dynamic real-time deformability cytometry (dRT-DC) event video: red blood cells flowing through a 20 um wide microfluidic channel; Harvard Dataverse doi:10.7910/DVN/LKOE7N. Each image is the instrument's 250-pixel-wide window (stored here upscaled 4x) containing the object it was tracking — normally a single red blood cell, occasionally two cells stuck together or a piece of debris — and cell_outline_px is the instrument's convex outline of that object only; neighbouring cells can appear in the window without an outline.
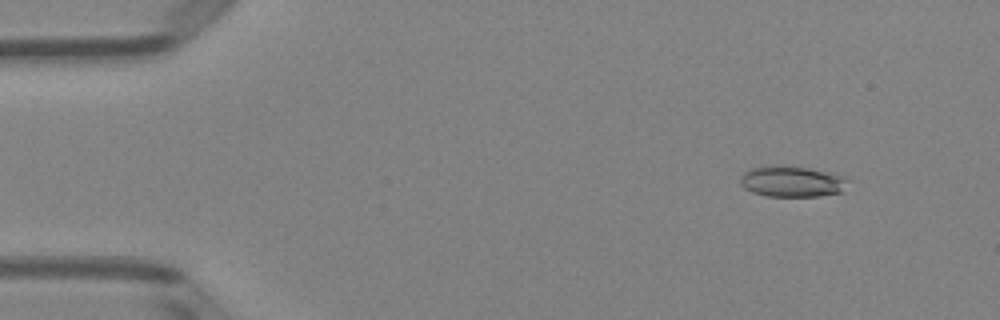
{"species": "Egyptian fruit bat (a non-hibernating species)", "species_latin": "Rousettus aegyptiacus", "temperature_condition": "room temperature", "stored_images_in_passage": 50, "camera_frame_rate_fps": 3000, "um_per_image_px": 0.085, "animal": {"sex": "female"}, "frame": {"image": 1, "passage_image": 4, "time_ms": 1.0, "image_size_px": [1000, 320], "cell_outline_px": [[852, 180], [840, 192], [820, 196], [764, 196], [752, 192], [744, 188], [740, 184], [740, 176], [748, 168], [764, 164], [780, 164], [808, 168], [848, 176]], "centroid_in_image_um": [67.3, 15.39], "position_along_channel_um": 17.7, "area_um2": 20.11}}
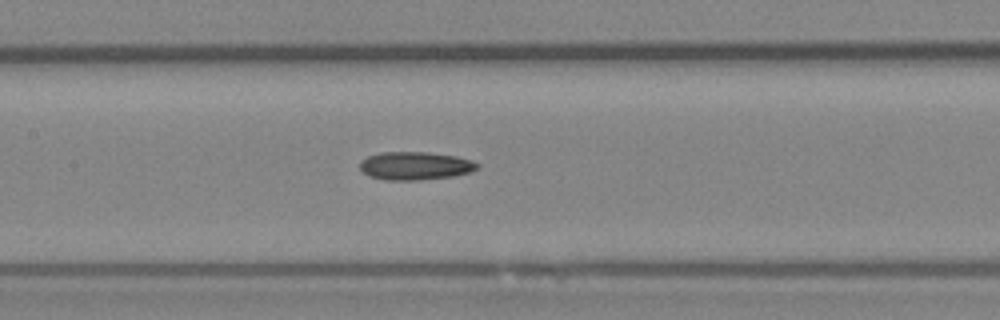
{"frame": {"image": 2, "passage_image": 23, "time_ms": 7.333, "image_size_px": [1000, 320], "cell_outline_px": [[480, 168], [472, 172], [452, 176], [420, 180], [384, 180], [368, 176], [360, 168], [360, 160], [368, 156], [380, 152], [428, 152], [456, 156], [472, 160], [480, 164]], "centroid_in_image_um": [35.31, 14.09], "position_along_channel_um": 172.1, "area_um2": 19.48}}
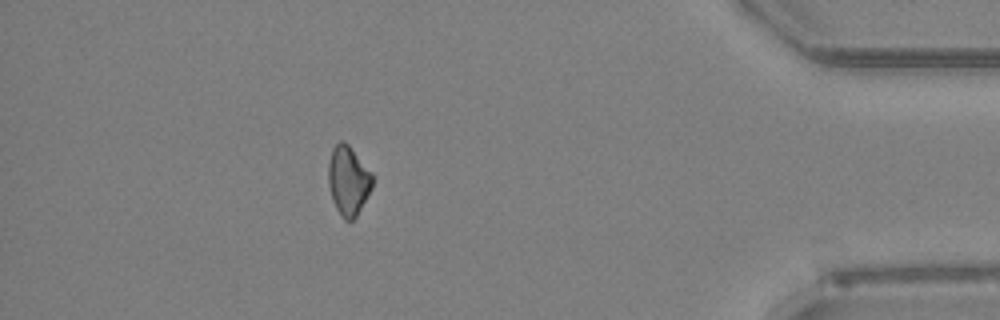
{"frame": {"image": 3, "passage_image": 44, "time_ms": 14.333, "image_size_px": [1000, 320], "cell_outline_px": [[372, 188], [356, 216], [352, 220], [344, 220], [340, 216], [332, 200], [328, 184], [328, 164], [332, 148], [340, 140], [344, 140], [348, 144], [372, 172]], "centroid_in_image_um": [29.59, 15.34], "position_along_channel_um": 405.6, "area_um2": 17.86}, "authors_computed_cell_mechanics": {"area_um2": 18.5538, "velocity_mm_per_s": 3.9955, "shape_relaxation_time_tau1_ms": null, "shape_relaxation_time_tau2_ms": 8.9176, "deformation_change_tau1": null, "deformation_change_tau2": 0.1866}}